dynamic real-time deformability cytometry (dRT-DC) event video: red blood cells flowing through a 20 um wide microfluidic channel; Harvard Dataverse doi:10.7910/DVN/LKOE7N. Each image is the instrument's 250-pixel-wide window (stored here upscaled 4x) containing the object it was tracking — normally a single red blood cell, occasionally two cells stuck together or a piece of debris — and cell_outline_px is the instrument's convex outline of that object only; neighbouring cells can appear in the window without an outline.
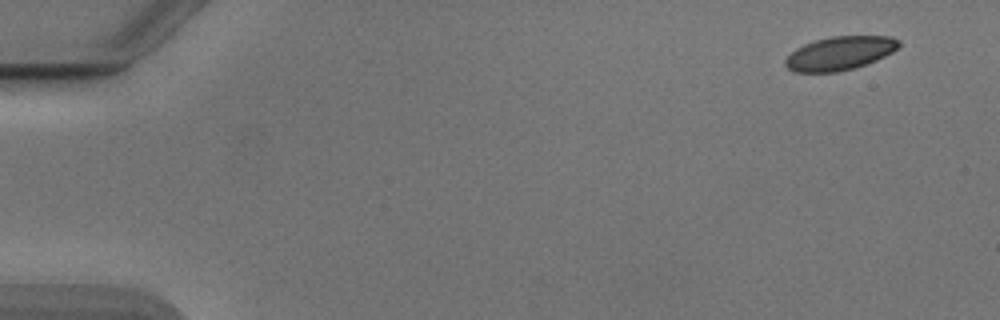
{"species": "Egyptian fruit bat (a non-hibernating species)", "species_latin": "Rousettus aegyptiacus", "temperature_condition": "cold", "stored_images_in_passage": 51, "camera_frame_rate_fps": 3000, "um_per_image_px": 0.085, "animal": {"sex": "male"}, "frame": {"image": 1, "passage_image": 1, "time_ms": 0.0, "image_size_px": [1000, 320], "cell_outline_px": [[900, 44], [892, 52], [876, 60], [856, 68], [836, 72], [792, 72], [784, 64], [784, 60], [796, 48], [804, 44], [816, 40], [832, 36], [892, 36], [900, 40]], "centroid_in_image_um": [71.37, 4.53], "position_along_channel_um": 13.6, "area_um2": 22.25}}
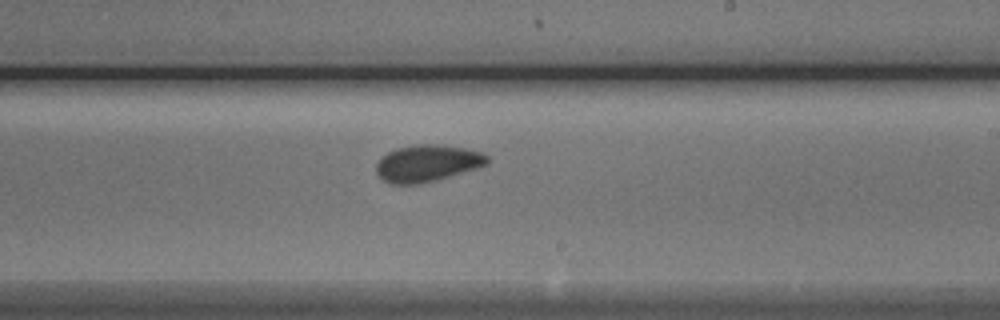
{"frame": {"image": 2, "passage_image": 30, "time_ms": 9.667, "image_size_px": [1000, 320], "cell_outline_px": [[488, 164], [480, 168], [436, 180], [420, 184], [388, 184], [376, 172], [376, 164], [380, 156], [396, 148], [416, 144], [432, 144], [464, 148], [484, 152], [488, 156]], "centroid_in_image_um": [36.33, 13.88], "position_along_channel_um": 252.7, "area_um2": 24.1}}
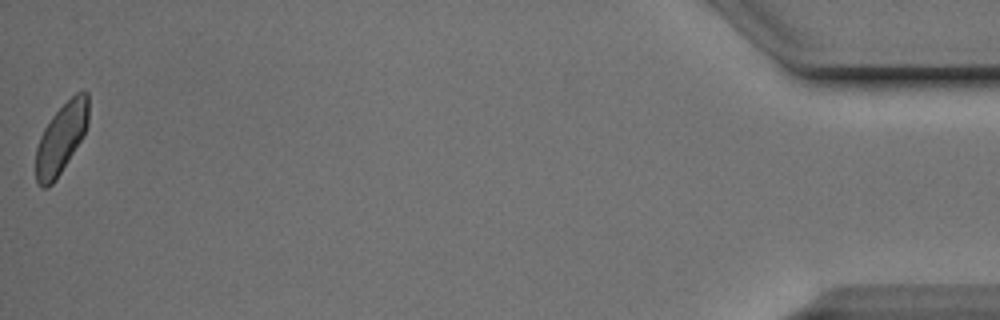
{"frame": {"image": 3, "passage_image": 51, "time_ms": 16.667, "image_size_px": [1000, 320], "cell_outline_px": [[88, 124], [84, 136], [56, 180], [48, 188], [44, 188], [36, 184], [36, 148], [40, 136], [44, 128], [52, 116], [76, 92], [88, 92]], "centroid_in_image_um": [5.2, 11.8], "position_along_channel_um": 430.0, "area_um2": 21.56}, "authors_computed_cell_mechanics": {"area_um2": 23.3512, "velocity_mm_per_s": 3.8617, "shape_relaxation_time_tau1_ms": 2.307, "shape_relaxation_time_tau2_ms": 2.2354, "deformation_change_tau1": 0.0689, "deformation_change_tau2": 0.0605}}